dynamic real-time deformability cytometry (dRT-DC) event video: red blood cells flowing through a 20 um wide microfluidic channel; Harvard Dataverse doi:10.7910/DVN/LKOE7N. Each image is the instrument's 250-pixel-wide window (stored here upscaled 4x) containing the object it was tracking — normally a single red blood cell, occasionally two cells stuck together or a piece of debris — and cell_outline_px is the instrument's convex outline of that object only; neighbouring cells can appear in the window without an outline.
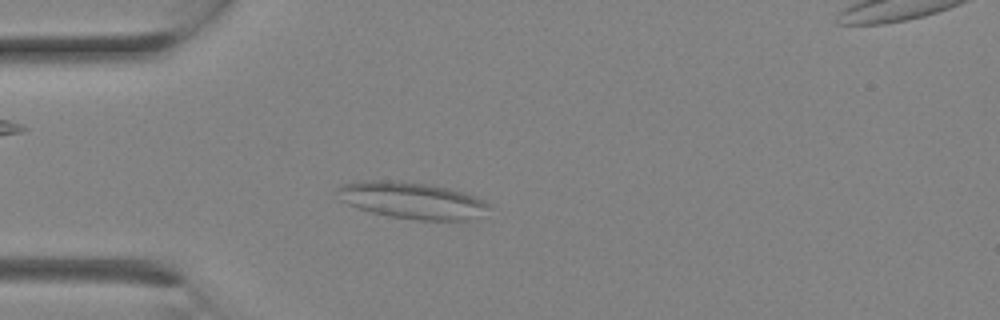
{"species": "Egyptian fruit bat (a non-hibernating species)", "species_latin": "Rousettus aegyptiacus", "temperature_condition": "room temperature", "stored_images_in_passage": 13, "camera_frame_rate_fps": 3000, "um_per_image_px": 0.085, "animal": {"sex": "female"}, "frame": {"image": 1, "passage_image": 6, "time_ms": 1.667, "image_size_px": [1000, 320], "cell_outline_px": [[492, 208], [472, 220], [416, 220], [388, 216], [372, 212], [348, 204], [340, 200], [340, 184], [360, 180], [396, 180], [432, 184], [468, 192], [492, 204]], "centroid_in_image_um": [35.11, 17.02], "position_along_channel_um": 49.9, "area_um2": 32.83}}
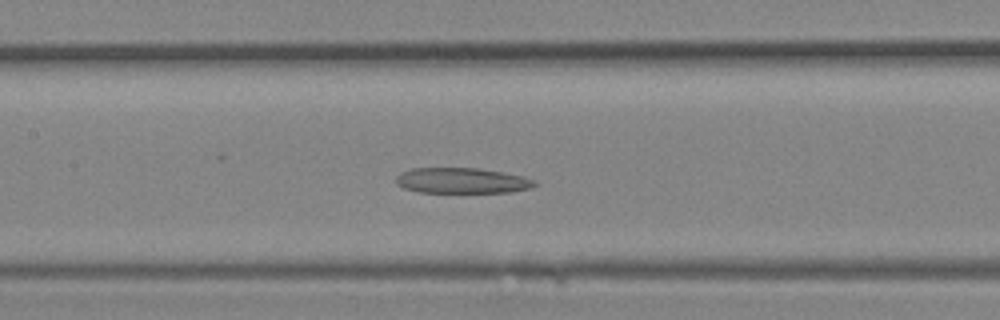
{"frame": {"image": 2, "passage_image": 11, "time_ms": 3.333, "image_size_px": [1000, 320], "cell_outline_px": [[536, 184], [532, 188], [512, 192], [420, 192], [404, 188], [396, 184], [396, 176], [400, 172], [412, 168], [476, 168], [504, 172], [524, 176], [536, 180]], "centroid_in_image_um": [39.28, 15.35], "position_along_channel_um": 168.1, "area_um2": 20.75}}
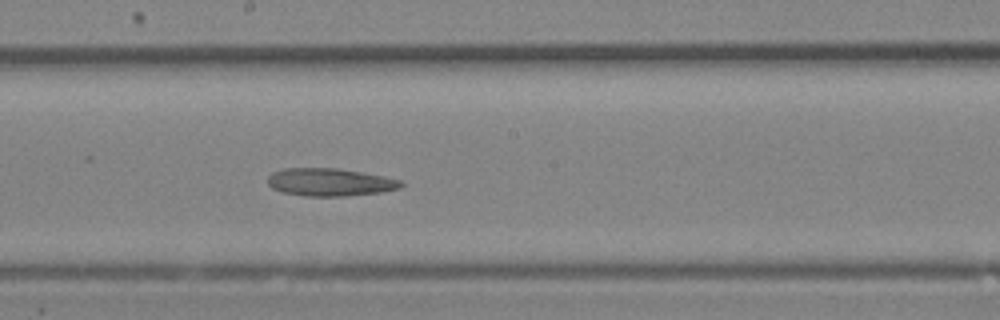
{"frame": {"image": 3, "passage_image": 13, "time_ms": 4.0, "image_size_px": [1000, 320], "cell_outline_px": [[404, 184], [400, 188], [380, 192], [344, 196], [308, 196], [284, 192], [272, 188], [268, 184], [268, 176], [272, 172], [284, 168], [336, 168], [364, 172], [384, 176], [400, 180]], "centroid_in_image_um": [28.04, 15.47], "position_along_channel_um": 220.2, "area_um2": 21.5}}